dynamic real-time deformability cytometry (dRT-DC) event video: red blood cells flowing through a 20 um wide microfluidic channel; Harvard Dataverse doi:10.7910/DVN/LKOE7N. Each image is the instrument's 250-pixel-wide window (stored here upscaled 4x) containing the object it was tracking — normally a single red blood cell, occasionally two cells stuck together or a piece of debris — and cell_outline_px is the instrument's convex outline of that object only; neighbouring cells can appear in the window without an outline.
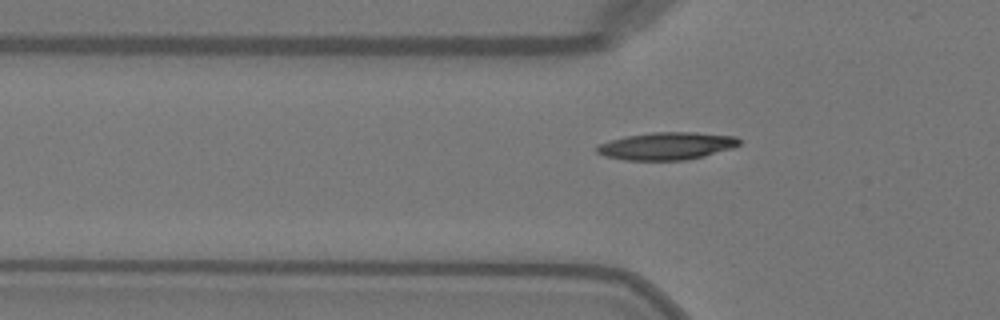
{"species": "Egyptian fruit bat (a non-hibernating species)", "species_latin": "Rousettus aegyptiacus", "temperature_condition": "warm", "stored_images_in_passage": 37, "camera_frame_rate_fps": 3000, "um_per_image_px": 0.085, "animal": {"sex": "female"}, "frame": {"image": 1, "passage_image": 8, "time_ms": 2.333, "image_size_px": [1000, 320], "cell_outline_px": [[740, 144], [732, 148], [704, 156], [684, 160], [624, 160], [604, 156], [596, 152], [596, 148], [600, 144], [612, 140], [628, 136], [652, 132], [696, 132], [736, 136], [740, 140]], "centroid_in_image_um": [56.69, 12.41], "position_along_channel_um": 69.1, "area_um2": 22.72}}
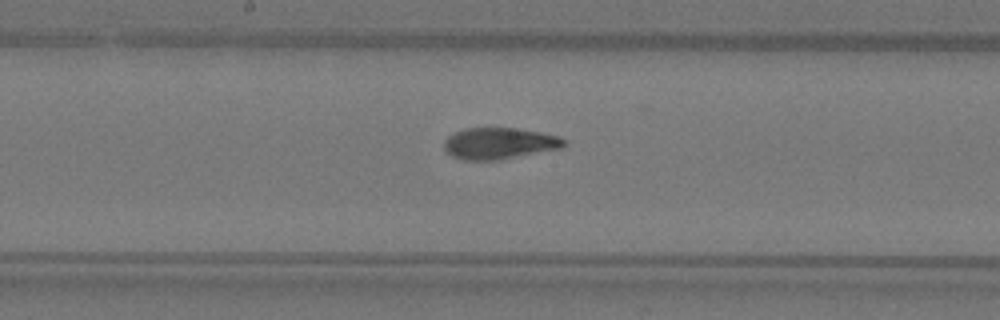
{"frame": {"image": 2, "passage_image": 18, "time_ms": 5.667, "image_size_px": [1000, 320], "cell_outline_px": [[568, 144], [560, 148], [496, 160], [464, 160], [452, 156], [444, 148], [444, 140], [448, 136], [464, 128], [516, 128], [540, 132], [560, 136]], "centroid_in_image_um": [42.43, 12.18], "position_along_channel_um": 205.8, "area_um2": 21.79}}
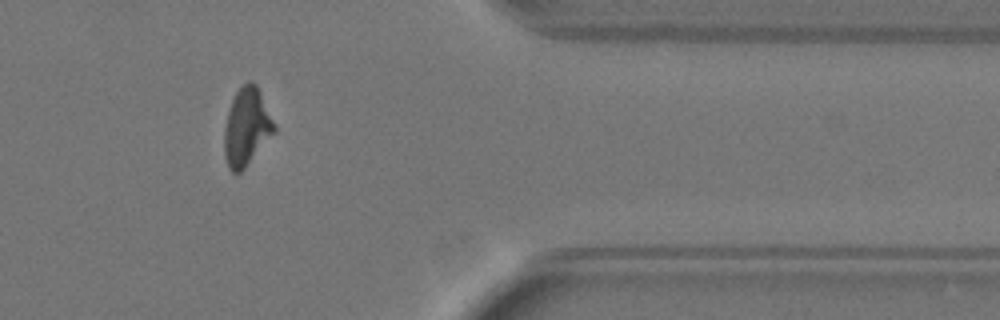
{"frame": {"image": 3, "passage_image": 33, "time_ms": 10.667, "image_size_px": [1000, 320], "cell_outline_px": [[276, 132], [244, 168], [240, 172], [232, 172], [228, 168], [224, 156], [224, 128], [228, 112], [232, 100], [236, 92], [248, 80], [252, 80], [256, 84], [276, 124]], "centroid_in_image_um": [20.97, 10.79], "position_along_channel_um": 390.4, "area_um2": 22.66}}